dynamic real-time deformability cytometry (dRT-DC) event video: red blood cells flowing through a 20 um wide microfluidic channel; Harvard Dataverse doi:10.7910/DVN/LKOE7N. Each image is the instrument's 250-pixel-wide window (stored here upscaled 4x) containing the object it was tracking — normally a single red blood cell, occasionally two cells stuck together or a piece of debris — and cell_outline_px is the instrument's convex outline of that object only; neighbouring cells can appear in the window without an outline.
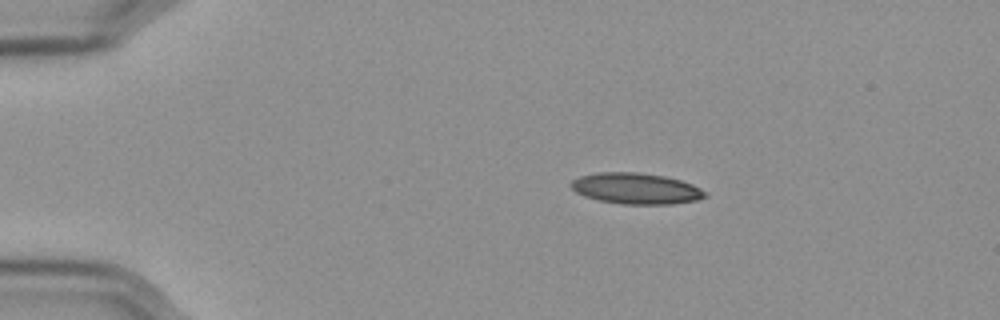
{"species": "Egyptian fruit bat (a non-hibernating species)", "species_latin": "Rousettus aegyptiacus", "temperature_condition": "cold", "stored_images_in_passage": 47, "camera_frame_rate_fps": 3000, "um_per_image_px": 0.085, "frame": {"image": 1, "passage_image": 1, "time_ms": 0.0, "image_size_px": [1000, 320], "cell_outline_px": [[708, 196], [696, 200], [672, 204], [620, 204], [600, 200], [584, 196], [576, 192], [568, 184], [572, 180], [580, 176], [596, 172], [640, 172], [664, 176], [680, 180], [692, 184], [700, 188]], "centroid_in_image_um": [54.03, 16.02], "position_along_channel_um": 31.0, "area_um2": 24.28}}
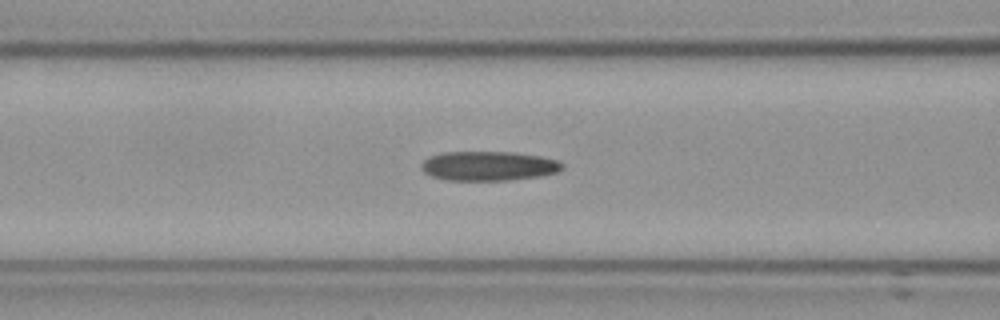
{"frame": {"image": 2, "passage_image": 14, "time_ms": 4.333, "image_size_px": [1000, 320], "cell_outline_px": [[564, 168], [556, 172], [536, 176], [508, 180], [448, 180], [432, 176], [424, 172], [420, 168], [420, 164], [428, 156], [440, 152], [516, 152], [540, 156], [556, 160], [564, 164]], "centroid_in_image_um": [41.48, 14.09], "position_along_channel_um": 125.1, "area_um2": 24.16}}
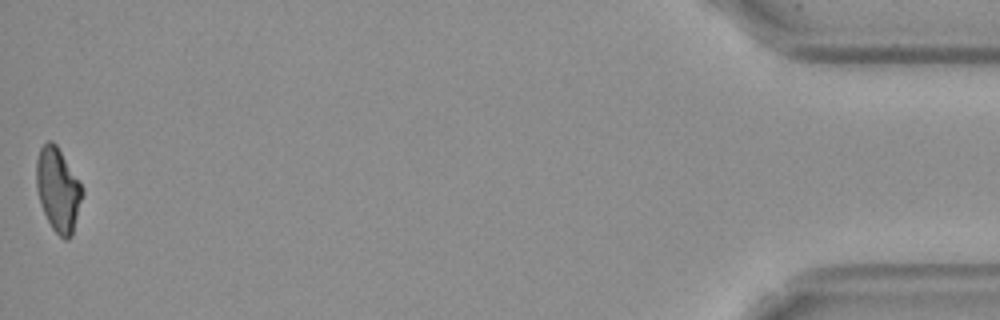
{"frame": {"image": 3, "passage_image": 47, "time_ms": 15.333, "image_size_px": [1000, 320], "cell_outline_px": [[84, 192], [72, 236], [68, 240], [64, 240], [52, 228], [40, 204], [36, 188], [36, 160], [40, 148], [48, 140], [52, 140], [56, 144], [80, 184]], "centroid_in_image_um": [4.92, 16.14], "position_along_channel_um": 430.3, "area_um2": 22.25}, "authors_computed_cell_mechanics": {"area_um2": 23.8714, "velocity_mm_per_s": 3.5833, "shape_relaxation_time_tau1_ms": null, "shape_relaxation_time_tau2_ms": 9.7596, "deformation_change_tau1": null, "deformation_change_tau2": 0.2099}}